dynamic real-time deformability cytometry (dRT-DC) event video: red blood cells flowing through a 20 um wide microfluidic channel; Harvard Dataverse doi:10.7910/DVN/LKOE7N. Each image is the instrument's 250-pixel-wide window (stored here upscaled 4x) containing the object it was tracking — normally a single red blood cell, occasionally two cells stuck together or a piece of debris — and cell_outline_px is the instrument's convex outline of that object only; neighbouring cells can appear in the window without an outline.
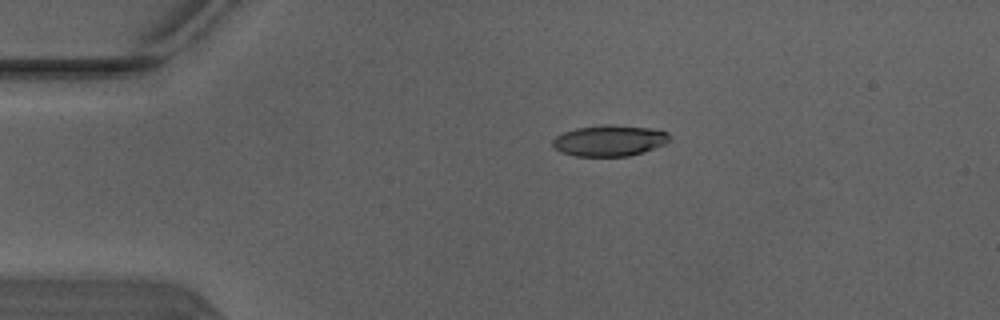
{"species": "Egyptian fruit bat (a non-hibernating species)", "species_latin": "Rousettus aegyptiacus", "temperature_condition": "warm", "stored_images_in_passage": 3, "camera_frame_rate_fps": 3000, "um_per_image_px": 0.085, "animal": {"sex": "male"}, "frame": {"image": 1, "passage_image": 3, "time_ms": 0.667, "image_size_px": [1000, 320], "cell_outline_px": [[672, 140], [664, 144], [644, 152], [628, 156], [576, 156], [560, 152], [552, 144], [552, 140], [556, 136], [564, 132], [576, 128], [600, 124], [608, 124], [652, 128], [668, 132], [672, 136]], "centroid_in_image_um": [51.84, 11.94], "position_along_channel_um": 33.2, "area_um2": 21.39}}